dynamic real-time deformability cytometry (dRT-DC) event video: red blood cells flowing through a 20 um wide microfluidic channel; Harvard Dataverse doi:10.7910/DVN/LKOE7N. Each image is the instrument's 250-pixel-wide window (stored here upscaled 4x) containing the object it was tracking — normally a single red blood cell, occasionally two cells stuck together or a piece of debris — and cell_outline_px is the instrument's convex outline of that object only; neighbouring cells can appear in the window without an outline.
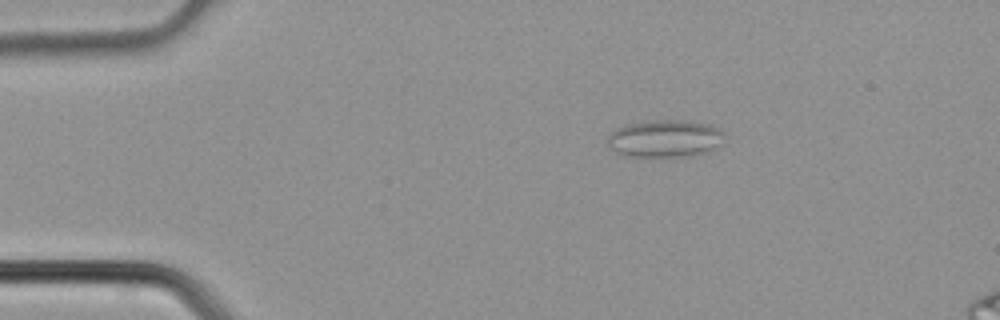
{"species": "common noctule bat (a hibernating species)", "species_latin": "Nyctalus noctula", "temperature_condition": "cold", "stored_images_in_passage": 4, "camera_frame_rate_fps": 3000, "um_per_image_px": 0.085, "animal": {"sex": "male", "body_mass_g": 21.5, "forearm_length_mm": 52.0}, "frame": {"image": 1, "passage_image": 4, "time_ms": 1.0, "image_size_px": [1000, 320], "cell_outline_px": [[724, 132], [720, 144], [708, 152], [680, 156], [628, 156], [616, 152], [608, 144], [608, 136], [616, 128], [624, 124], [656, 120], [684, 120], [712, 124], [720, 128]], "centroid_in_image_um": [56.53, 11.75], "position_along_channel_um": 28.5, "area_um2": 25.37}}